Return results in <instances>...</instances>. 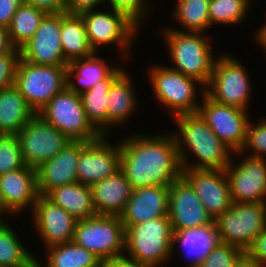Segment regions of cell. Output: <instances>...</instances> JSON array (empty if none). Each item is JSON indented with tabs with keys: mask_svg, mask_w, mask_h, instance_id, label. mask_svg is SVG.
I'll list each match as a JSON object with an SVG mask.
<instances>
[{
	"mask_svg": "<svg viewBox=\"0 0 266 267\" xmlns=\"http://www.w3.org/2000/svg\"><path fill=\"white\" fill-rule=\"evenodd\" d=\"M119 142L120 170L133 189L170 186L182 177V164L172 132L129 135Z\"/></svg>",
	"mask_w": 266,
	"mask_h": 267,
	"instance_id": "cell-1",
	"label": "cell"
},
{
	"mask_svg": "<svg viewBox=\"0 0 266 267\" xmlns=\"http://www.w3.org/2000/svg\"><path fill=\"white\" fill-rule=\"evenodd\" d=\"M173 119L178 132L174 131L172 134L182 168L225 170L233 151L217 137L199 113L182 114ZM189 151L195 155L197 161L189 159Z\"/></svg>",
	"mask_w": 266,
	"mask_h": 267,
	"instance_id": "cell-2",
	"label": "cell"
},
{
	"mask_svg": "<svg viewBox=\"0 0 266 267\" xmlns=\"http://www.w3.org/2000/svg\"><path fill=\"white\" fill-rule=\"evenodd\" d=\"M169 57L168 66L185 76L192 77L206 87L220 57L213 54L211 41L202 32H182L168 28L163 30ZM209 40V41H208Z\"/></svg>",
	"mask_w": 266,
	"mask_h": 267,
	"instance_id": "cell-3",
	"label": "cell"
},
{
	"mask_svg": "<svg viewBox=\"0 0 266 267\" xmlns=\"http://www.w3.org/2000/svg\"><path fill=\"white\" fill-rule=\"evenodd\" d=\"M125 251L127 257L151 267L170 263L174 255L170 218L162 216L129 225L125 229Z\"/></svg>",
	"mask_w": 266,
	"mask_h": 267,
	"instance_id": "cell-4",
	"label": "cell"
},
{
	"mask_svg": "<svg viewBox=\"0 0 266 267\" xmlns=\"http://www.w3.org/2000/svg\"><path fill=\"white\" fill-rule=\"evenodd\" d=\"M148 73L154 96L160 105L168 109L169 114L171 112V118L198 113L201 104L196 97L199 94V85L200 95L205 94V87L201 82L163 64L150 66Z\"/></svg>",
	"mask_w": 266,
	"mask_h": 267,
	"instance_id": "cell-5",
	"label": "cell"
},
{
	"mask_svg": "<svg viewBox=\"0 0 266 267\" xmlns=\"http://www.w3.org/2000/svg\"><path fill=\"white\" fill-rule=\"evenodd\" d=\"M37 114L71 141L90 142L102 136L88 120L80 94L70 90L67 86Z\"/></svg>",
	"mask_w": 266,
	"mask_h": 267,
	"instance_id": "cell-6",
	"label": "cell"
},
{
	"mask_svg": "<svg viewBox=\"0 0 266 267\" xmlns=\"http://www.w3.org/2000/svg\"><path fill=\"white\" fill-rule=\"evenodd\" d=\"M67 66L36 65L19 58L14 85L36 114L67 86Z\"/></svg>",
	"mask_w": 266,
	"mask_h": 267,
	"instance_id": "cell-7",
	"label": "cell"
},
{
	"mask_svg": "<svg viewBox=\"0 0 266 267\" xmlns=\"http://www.w3.org/2000/svg\"><path fill=\"white\" fill-rule=\"evenodd\" d=\"M73 242L103 262L125 252V228L120 216L95 215L77 221Z\"/></svg>",
	"mask_w": 266,
	"mask_h": 267,
	"instance_id": "cell-8",
	"label": "cell"
},
{
	"mask_svg": "<svg viewBox=\"0 0 266 267\" xmlns=\"http://www.w3.org/2000/svg\"><path fill=\"white\" fill-rule=\"evenodd\" d=\"M108 11L92 9L80 13L90 46L98 53L100 46L118 45L117 48H120L117 51L122 55L120 57H125L127 61L130 52L132 54V46L139 29L123 14L112 9Z\"/></svg>",
	"mask_w": 266,
	"mask_h": 267,
	"instance_id": "cell-9",
	"label": "cell"
},
{
	"mask_svg": "<svg viewBox=\"0 0 266 267\" xmlns=\"http://www.w3.org/2000/svg\"><path fill=\"white\" fill-rule=\"evenodd\" d=\"M214 222L221 242L247 252L266 229V203H232Z\"/></svg>",
	"mask_w": 266,
	"mask_h": 267,
	"instance_id": "cell-10",
	"label": "cell"
},
{
	"mask_svg": "<svg viewBox=\"0 0 266 267\" xmlns=\"http://www.w3.org/2000/svg\"><path fill=\"white\" fill-rule=\"evenodd\" d=\"M244 67L237 57L221 54L205 93L218 103L249 111L253 90L250 75Z\"/></svg>",
	"mask_w": 266,
	"mask_h": 267,
	"instance_id": "cell-11",
	"label": "cell"
},
{
	"mask_svg": "<svg viewBox=\"0 0 266 267\" xmlns=\"http://www.w3.org/2000/svg\"><path fill=\"white\" fill-rule=\"evenodd\" d=\"M198 113L210 129L233 152H240L246 141L250 121L247 110L218 103L206 93L201 95Z\"/></svg>",
	"mask_w": 266,
	"mask_h": 267,
	"instance_id": "cell-12",
	"label": "cell"
},
{
	"mask_svg": "<svg viewBox=\"0 0 266 267\" xmlns=\"http://www.w3.org/2000/svg\"><path fill=\"white\" fill-rule=\"evenodd\" d=\"M25 165L36 168L55 157L71 140L35 114L17 133Z\"/></svg>",
	"mask_w": 266,
	"mask_h": 267,
	"instance_id": "cell-13",
	"label": "cell"
},
{
	"mask_svg": "<svg viewBox=\"0 0 266 267\" xmlns=\"http://www.w3.org/2000/svg\"><path fill=\"white\" fill-rule=\"evenodd\" d=\"M225 168L233 203H266V159L246 156Z\"/></svg>",
	"mask_w": 266,
	"mask_h": 267,
	"instance_id": "cell-14",
	"label": "cell"
},
{
	"mask_svg": "<svg viewBox=\"0 0 266 267\" xmlns=\"http://www.w3.org/2000/svg\"><path fill=\"white\" fill-rule=\"evenodd\" d=\"M61 13H46L20 50V58L36 65H68L61 45Z\"/></svg>",
	"mask_w": 266,
	"mask_h": 267,
	"instance_id": "cell-15",
	"label": "cell"
},
{
	"mask_svg": "<svg viewBox=\"0 0 266 267\" xmlns=\"http://www.w3.org/2000/svg\"><path fill=\"white\" fill-rule=\"evenodd\" d=\"M168 217L173 233L214 223L192 186L183 177L169 186Z\"/></svg>",
	"mask_w": 266,
	"mask_h": 267,
	"instance_id": "cell-16",
	"label": "cell"
},
{
	"mask_svg": "<svg viewBox=\"0 0 266 267\" xmlns=\"http://www.w3.org/2000/svg\"><path fill=\"white\" fill-rule=\"evenodd\" d=\"M182 177L192 186L213 220L232 206L225 170L183 168Z\"/></svg>",
	"mask_w": 266,
	"mask_h": 267,
	"instance_id": "cell-17",
	"label": "cell"
},
{
	"mask_svg": "<svg viewBox=\"0 0 266 267\" xmlns=\"http://www.w3.org/2000/svg\"><path fill=\"white\" fill-rule=\"evenodd\" d=\"M33 226L45 249L73 241L77 219L45 195H39L32 211Z\"/></svg>",
	"mask_w": 266,
	"mask_h": 267,
	"instance_id": "cell-18",
	"label": "cell"
},
{
	"mask_svg": "<svg viewBox=\"0 0 266 267\" xmlns=\"http://www.w3.org/2000/svg\"><path fill=\"white\" fill-rule=\"evenodd\" d=\"M107 137L108 135H102L82 148L77 168V182L91 186L120 170V145L110 144Z\"/></svg>",
	"mask_w": 266,
	"mask_h": 267,
	"instance_id": "cell-19",
	"label": "cell"
},
{
	"mask_svg": "<svg viewBox=\"0 0 266 267\" xmlns=\"http://www.w3.org/2000/svg\"><path fill=\"white\" fill-rule=\"evenodd\" d=\"M87 143L88 141H71L55 157L35 168L40 195H46L55 187L77 182L80 153Z\"/></svg>",
	"mask_w": 266,
	"mask_h": 267,
	"instance_id": "cell-20",
	"label": "cell"
},
{
	"mask_svg": "<svg viewBox=\"0 0 266 267\" xmlns=\"http://www.w3.org/2000/svg\"><path fill=\"white\" fill-rule=\"evenodd\" d=\"M169 186H146L133 189L120 215L126 229L129 225L140 224L148 220L168 216Z\"/></svg>",
	"mask_w": 266,
	"mask_h": 267,
	"instance_id": "cell-21",
	"label": "cell"
},
{
	"mask_svg": "<svg viewBox=\"0 0 266 267\" xmlns=\"http://www.w3.org/2000/svg\"><path fill=\"white\" fill-rule=\"evenodd\" d=\"M0 189L6 208L16 216L25 209L31 212L39 197L34 167L23 168L0 175Z\"/></svg>",
	"mask_w": 266,
	"mask_h": 267,
	"instance_id": "cell-22",
	"label": "cell"
},
{
	"mask_svg": "<svg viewBox=\"0 0 266 267\" xmlns=\"http://www.w3.org/2000/svg\"><path fill=\"white\" fill-rule=\"evenodd\" d=\"M90 187L94 206L99 215L120 216L133 192L131 183L121 170L95 182Z\"/></svg>",
	"mask_w": 266,
	"mask_h": 267,
	"instance_id": "cell-23",
	"label": "cell"
},
{
	"mask_svg": "<svg viewBox=\"0 0 266 267\" xmlns=\"http://www.w3.org/2000/svg\"><path fill=\"white\" fill-rule=\"evenodd\" d=\"M220 242L215 222L206 227L181 229L173 233V250L178 244L183 257L187 255L190 259L189 267H197Z\"/></svg>",
	"mask_w": 266,
	"mask_h": 267,
	"instance_id": "cell-24",
	"label": "cell"
},
{
	"mask_svg": "<svg viewBox=\"0 0 266 267\" xmlns=\"http://www.w3.org/2000/svg\"><path fill=\"white\" fill-rule=\"evenodd\" d=\"M121 65L91 89L80 94L88 120L102 134L108 135V94L112 83L125 71Z\"/></svg>",
	"mask_w": 266,
	"mask_h": 267,
	"instance_id": "cell-25",
	"label": "cell"
},
{
	"mask_svg": "<svg viewBox=\"0 0 266 267\" xmlns=\"http://www.w3.org/2000/svg\"><path fill=\"white\" fill-rule=\"evenodd\" d=\"M95 52L89 57L72 60L67 66V87L81 94L105 79L115 68ZM76 80V81H75ZM77 82V83H76Z\"/></svg>",
	"mask_w": 266,
	"mask_h": 267,
	"instance_id": "cell-26",
	"label": "cell"
},
{
	"mask_svg": "<svg viewBox=\"0 0 266 267\" xmlns=\"http://www.w3.org/2000/svg\"><path fill=\"white\" fill-rule=\"evenodd\" d=\"M128 72L125 70L110 87L108 94V135L109 130L118 125L123 127L133 116L138 107L134 85ZM135 92V93H134ZM113 126V127H112ZM111 127V128H110Z\"/></svg>",
	"mask_w": 266,
	"mask_h": 267,
	"instance_id": "cell-27",
	"label": "cell"
},
{
	"mask_svg": "<svg viewBox=\"0 0 266 267\" xmlns=\"http://www.w3.org/2000/svg\"><path fill=\"white\" fill-rule=\"evenodd\" d=\"M35 114L14 84L0 90V135H17Z\"/></svg>",
	"mask_w": 266,
	"mask_h": 267,
	"instance_id": "cell-28",
	"label": "cell"
},
{
	"mask_svg": "<svg viewBox=\"0 0 266 267\" xmlns=\"http://www.w3.org/2000/svg\"><path fill=\"white\" fill-rule=\"evenodd\" d=\"M45 196L77 220L97 215L89 185L79 182L62 185L53 188Z\"/></svg>",
	"mask_w": 266,
	"mask_h": 267,
	"instance_id": "cell-29",
	"label": "cell"
},
{
	"mask_svg": "<svg viewBox=\"0 0 266 267\" xmlns=\"http://www.w3.org/2000/svg\"><path fill=\"white\" fill-rule=\"evenodd\" d=\"M60 39L64 57L68 62L86 58L95 53L90 46L80 14L61 13Z\"/></svg>",
	"mask_w": 266,
	"mask_h": 267,
	"instance_id": "cell-30",
	"label": "cell"
},
{
	"mask_svg": "<svg viewBox=\"0 0 266 267\" xmlns=\"http://www.w3.org/2000/svg\"><path fill=\"white\" fill-rule=\"evenodd\" d=\"M46 264L36 259V267H102L103 261L93 252L76 245L73 241L49 247Z\"/></svg>",
	"mask_w": 266,
	"mask_h": 267,
	"instance_id": "cell-31",
	"label": "cell"
},
{
	"mask_svg": "<svg viewBox=\"0 0 266 267\" xmlns=\"http://www.w3.org/2000/svg\"><path fill=\"white\" fill-rule=\"evenodd\" d=\"M173 20L180 25L182 32H202L210 29L209 4L210 0H176L174 1Z\"/></svg>",
	"mask_w": 266,
	"mask_h": 267,
	"instance_id": "cell-32",
	"label": "cell"
},
{
	"mask_svg": "<svg viewBox=\"0 0 266 267\" xmlns=\"http://www.w3.org/2000/svg\"><path fill=\"white\" fill-rule=\"evenodd\" d=\"M7 222L0 226V267H35L36 257Z\"/></svg>",
	"mask_w": 266,
	"mask_h": 267,
	"instance_id": "cell-33",
	"label": "cell"
},
{
	"mask_svg": "<svg viewBox=\"0 0 266 267\" xmlns=\"http://www.w3.org/2000/svg\"><path fill=\"white\" fill-rule=\"evenodd\" d=\"M45 14L44 10L25 2L18 7L8 27L9 38L15 48L20 49L32 38Z\"/></svg>",
	"mask_w": 266,
	"mask_h": 267,
	"instance_id": "cell-34",
	"label": "cell"
},
{
	"mask_svg": "<svg viewBox=\"0 0 266 267\" xmlns=\"http://www.w3.org/2000/svg\"><path fill=\"white\" fill-rule=\"evenodd\" d=\"M251 1V2H250ZM252 0H210L209 19L212 25L242 24Z\"/></svg>",
	"mask_w": 266,
	"mask_h": 267,
	"instance_id": "cell-35",
	"label": "cell"
},
{
	"mask_svg": "<svg viewBox=\"0 0 266 267\" xmlns=\"http://www.w3.org/2000/svg\"><path fill=\"white\" fill-rule=\"evenodd\" d=\"M266 117L261 121L253 123L249 121L246 141L240 152H233V155L240 156L244 153L249 157L266 159ZM251 150V151H250ZM250 154H249V153ZM239 154V155H238Z\"/></svg>",
	"mask_w": 266,
	"mask_h": 267,
	"instance_id": "cell-36",
	"label": "cell"
},
{
	"mask_svg": "<svg viewBox=\"0 0 266 267\" xmlns=\"http://www.w3.org/2000/svg\"><path fill=\"white\" fill-rule=\"evenodd\" d=\"M24 166L17 135H0V175Z\"/></svg>",
	"mask_w": 266,
	"mask_h": 267,
	"instance_id": "cell-37",
	"label": "cell"
},
{
	"mask_svg": "<svg viewBox=\"0 0 266 267\" xmlns=\"http://www.w3.org/2000/svg\"><path fill=\"white\" fill-rule=\"evenodd\" d=\"M107 2L110 9L123 14L138 29L142 28L140 25L145 23V17L151 10L149 0H105Z\"/></svg>",
	"mask_w": 266,
	"mask_h": 267,
	"instance_id": "cell-38",
	"label": "cell"
},
{
	"mask_svg": "<svg viewBox=\"0 0 266 267\" xmlns=\"http://www.w3.org/2000/svg\"><path fill=\"white\" fill-rule=\"evenodd\" d=\"M244 252L228 243L220 242L202 260L197 267H234Z\"/></svg>",
	"mask_w": 266,
	"mask_h": 267,
	"instance_id": "cell-39",
	"label": "cell"
},
{
	"mask_svg": "<svg viewBox=\"0 0 266 267\" xmlns=\"http://www.w3.org/2000/svg\"><path fill=\"white\" fill-rule=\"evenodd\" d=\"M19 58L20 50L17 48L8 54L0 55V90L14 84Z\"/></svg>",
	"mask_w": 266,
	"mask_h": 267,
	"instance_id": "cell-40",
	"label": "cell"
},
{
	"mask_svg": "<svg viewBox=\"0 0 266 267\" xmlns=\"http://www.w3.org/2000/svg\"><path fill=\"white\" fill-rule=\"evenodd\" d=\"M24 0H0V26L8 28L13 15Z\"/></svg>",
	"mask_w": 266,
	"mask_h": 267,
	"instance_id": "cell-41",
	"label": "cell"
},
{
	"mask_svg": "<svg viewBox=\"0 0 266 267\" xmlns=\"http://www.w3.org/2000/svg\"><path fill=\"white\" fill-rule=\"evenodd\" d=\"M247 253L263 267H266V229L257 236Z\"/></svg>",
	"mask_w": 266,
	"mask_h": 267,
	"instance_id": "cell-42",
	"label": "cell"
},
{
	"mask_svg": "<svg viewBox=\"0 0 266 267\" xmlns=\"http://www.w3.org/2000/svg\"><path fill=\"white\" fill-rule=\"evenodd\" d=\"M24 2L34 5L46 13L67 12L66 0H24Z\"/></svg>",
	"mask_w": 266,
	"mask_h": 267,
	"instance_id": "cell-43",
	"label": "cell"
},
{
	"mask_svg": "<svg viewBox=\"0 0 266 267\" xmlns=\"http://www.w3.org/2000/svg\"><path fill=\"white\" fill-rule=\"evenodd\" d=\"M103 3L105 0H66L67 13L80 14L86 10L98 9Z\"/></svg>",
	"mask_w": 266,
	"mask_h": 267,
	"instance_id": "cell-44",
	"label": "cell"
},
{
	"mask_svg": "<svg viewBox=\"0 0 266 267\" xmlns=\"http://www.w3.org/2000/svg\"><path fill=\"white\" fill-rule=\"evenodd\" d=\"M102 267H151L140 262L135 261L127 257L126 255H122L107 261H104Z\"/></svg>",
	"mask_w": 266,
	"mask_h": 267,
	"instance_id": "cell-45",
	"label": "cell"
},
{
	"mask_svg": "<svg viewBox=\"0 0 266 267\" xmlns=\"http://www.w3.org/2000/svg\"><path fill=\"white\" fill-rule=\"evenodd\" d=\"M14 48L9 38L8 28L0 26V55L8 54Z\"/></svg>",
	"mask_w": 266,
	"mask_h": 267,
	"instance_id": "cell-46",
	"label": "cell"
},
{
	"mask_svg": "<svg viewBox=\"0 0 266 267\" xmlns=\"http://www.w3.org/2000/svg\"><path fill=\"white\" fill-rule=\"evenodd\" d=\"M234 267H263L259 262L252 258L247 252H244L235 262Z\"/></svg>",
	"mask_w": 266,
	"mask_h": 267,
	"instance_id": "cell-47",
	"label": "cell"
},
{
	"mask_svg": "<svg viewBox=\"0 0 266 267\" xmlns=\"http://www.w3.org/2000/svg\"><path fill=\"white\" fill-rule=\"evenodd\" d=\"M253 39L256 40V43H259L260 47L262 46V49H264L266 54V22L265 24L261 25V28L256 30L254 32Z\"/></svg>",
	"mask_w": 266,
	"mask_h": 267,
	"instance_id": "cell-48",
	"label": "cell"
},
{
	"mask_svg": "<svg viewBox=\"0 0 266 267\" xmlns=\"http://www.w3.org/2000/svg\"><path fill=\"white\" fill-rule=\"evenodd\" d=\"M5 213L8 215H12V213L6 208L5 206V201L3 199V196H2V192H1V189H0V214L4 217H5Z\"/></svg>",
	"mask_w": 266,
	"mask_h": 267,
	"instance_id": "cell-49",
	"label": "cell"
},
{
	"mask_svg": "<svg viewBox=\"0 0 266 267\" xmlns=\"http://www.w3.org/2000/svg\"><path fill=\"white\" fill-rule=\"evenodd\" d=\"M2 217V215L0 214V226L1 225H3L6 221H4V220H6L5 218L3 219V218H1ZM3 219V220H2Z\"/></svg>",
	"mask_w": 266,
	"mask_h": 267,
	"instance_id": "cell-50",
	"label": "cell"
}]
</instances>
